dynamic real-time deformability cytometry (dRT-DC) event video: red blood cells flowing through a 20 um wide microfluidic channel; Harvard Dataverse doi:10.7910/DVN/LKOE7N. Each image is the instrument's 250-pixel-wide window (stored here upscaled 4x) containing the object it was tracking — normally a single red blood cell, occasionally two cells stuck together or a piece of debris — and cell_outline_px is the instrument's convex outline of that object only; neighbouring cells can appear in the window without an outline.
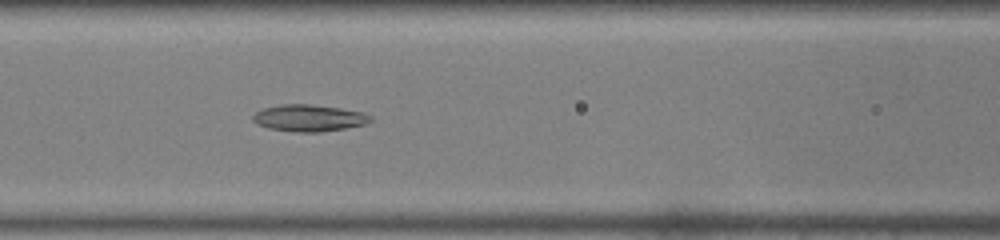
{"species": "common noctule bat (a hibernating species)", "species_latin": "Nyctalus noctula", "temperature_condition": "warm", "stored_images_in_passage": 47, "segment_of_instrument_passage": [2, 2], "camera_frame_rate_fps": 3000, "um_per_image_px": 0.085, "animal": {"sex": "male", "body_mass_g": 19.0, "forearm_length_mm": 50.8}, "frame": {"image": 1, "passage_image": 21, "time_ms": 6.667, "image_size_px": [1000, 240], "cell_outline_px": [[372, 120], [364, 124], [344, 128], [320, 132], [296, 132], [268, 128], [256, 124], [252, 120], [252, 116], [256, 112], [264, 108], [280, 104], [312, 104], [340, 108], [364, 112], [372, 116]], "centroid_in_image_um": [26.25, 10.02], "position_along_channel_um": 140.4, "area_um2": 18.38}}
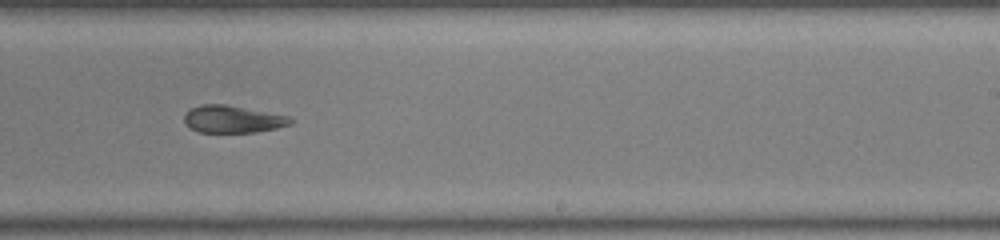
{"frame": {"image": 2, "passage_image": 30, "time_ms": 9.667, "image_size_px": [1000, 240], "cell_outline_px": [[292, 124], [276, 128], [256, 132], [200, 132], [192, 128], [184, 120], [184, 112], [188, 108], [200, 104], [224, 104], [288, 116], [292, 120]], "centroid_in_image_um": [19.74, 10.12], "position_along_channel_um": 269.3, "area_um2": 16.76}}
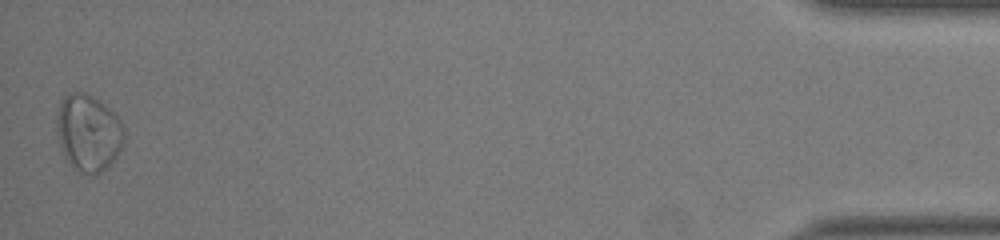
{"frame": {"image": 3, "passage_image": 47, "time_ms": 15.333, "image_size_px": [1000, 240], "cell_outline_px": [[124, 136], [120, 152], [100, 172], [80, 172], [68, 160], [60, 144], [56, 132], [56, 112], [60, 100], [64, 96], [72, 92], [84, 92], [100, 100], [116, 116], [124, 128]], "centroid_in_image_um": [7.48, 11.21], "position_along_channel_um": 427.7, "area_um2": 29.65}}